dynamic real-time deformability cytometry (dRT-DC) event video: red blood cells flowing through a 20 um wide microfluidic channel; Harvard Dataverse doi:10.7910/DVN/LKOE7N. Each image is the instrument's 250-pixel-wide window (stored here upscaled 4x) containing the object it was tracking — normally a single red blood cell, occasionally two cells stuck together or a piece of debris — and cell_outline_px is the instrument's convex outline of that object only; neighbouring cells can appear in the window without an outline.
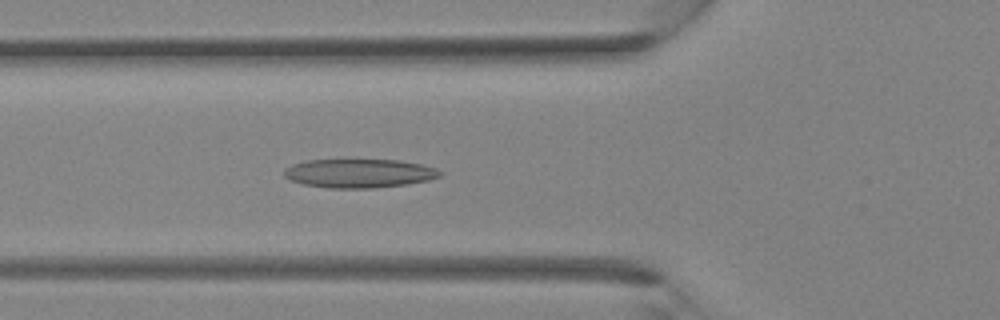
{"species": "Egyptian fruit bat (a non-hibernating species)", "species_latin": "Rousettus aegyptiacus", "temperature_condition": "room temperature", "stored_images_in_passage": 34, "camera_frame_rate_fps": 3000, "um_per_image_px": 0.085, "animal": {"sex": "female"}, "frame": {"image": 1, "passage_image": 11, "time_ms": 3.333, "image_size_px": [1000, 320], "cell_outline_px": [[444, 172], [440, 176], [428, 180], [408, 184], [372, 188], [328, 188], [304, 184], [292, 180], [284, 176], [284, 168], [292, 164], [304, 160], [400, 160], [420, 164], [436, 168]], "centroid_in_image_um": [30.53, 14.73], "position_along_channel_um": 95.3, "area_um2": 26.18}}
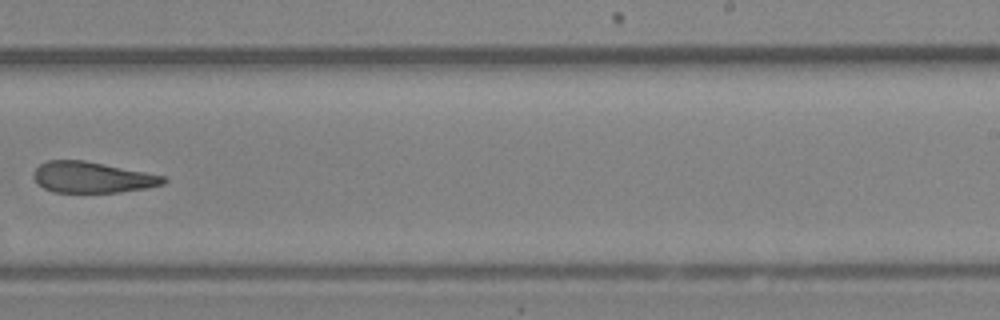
{"frame": {"image": 2, "passage_image": 21, "time_ms": 6.667, "image_size_px": [1000, 320], "cell_outline_px": [[168, 180], [164, 184], [144, 188], [120, 192], [52, 192], [44, 188], [32, 176], [32, 172], [40, 164], [48, 160], [84, 160], [168, 176]], "centroid_in_image_um": [7.86, 15.06], "position_along_channel_um": 281.1, "area_um2": 23.52}}
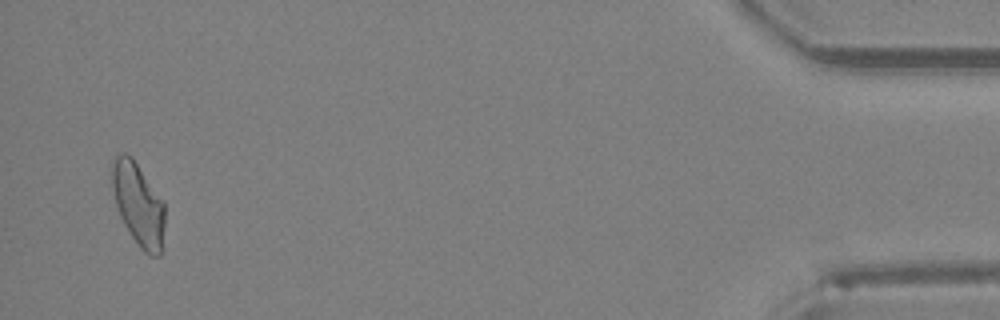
{"frame": {"image": 3, "passage_image": 33, "time_ms": 10.667, "image_size_px": [1000, 320], "cell_outline_px": [[164, 224], [160, 256], [152, 256], [144, 252], [140, 248], [124, 224], [120, 216], [116, 204], [112, 188], [112, 160], [120, 152], [124, 152], [132, 156], [164, 200]], "centroid_in_image_um": [11.76, 17.32], "position_along_channel_um": 423.4, "area_um2": 25.55}}